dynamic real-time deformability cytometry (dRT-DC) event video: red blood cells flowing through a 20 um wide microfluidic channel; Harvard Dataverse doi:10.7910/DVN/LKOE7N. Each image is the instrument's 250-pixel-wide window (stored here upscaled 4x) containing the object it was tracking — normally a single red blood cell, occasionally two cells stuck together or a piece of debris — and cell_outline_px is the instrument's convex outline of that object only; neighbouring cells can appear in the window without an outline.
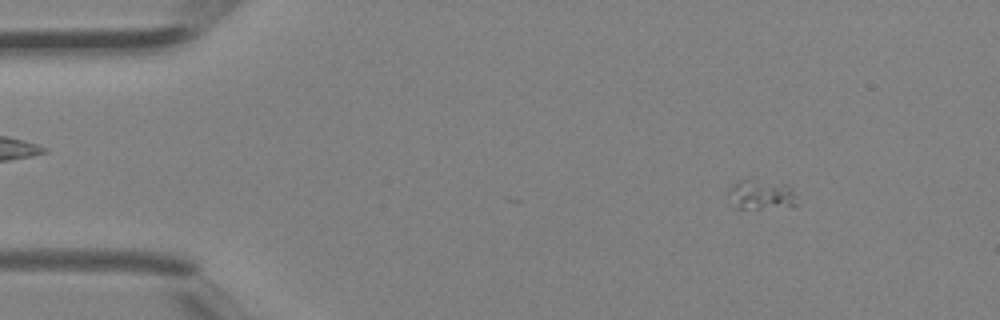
{"species": "Egyptian fruit bat (a non-hibernating species)", "species_latin": "Rousettus aegyptiacus", "temperature_condition": "room temperature", "stored_images_in_passage": 3, "camera_frame_rate_fps": 3000, "um_per_image_px": 0.085, "animal": {"sex": "female"}, "frame": {"image": 1, "passage_image": 1, "time_ms": 0.0, "image_size_px": [1000, 320], "cell_outline_px": [[800, 204], [760, 208], [736, 208], [728, 188], [732, 184], [740, 180], [744, 180], [788, 184], [792, 188]], "centroid_in_image_um": [64.75, 16.54], "position_along_channel_um": 20.2, "area_um2": 11.39}}